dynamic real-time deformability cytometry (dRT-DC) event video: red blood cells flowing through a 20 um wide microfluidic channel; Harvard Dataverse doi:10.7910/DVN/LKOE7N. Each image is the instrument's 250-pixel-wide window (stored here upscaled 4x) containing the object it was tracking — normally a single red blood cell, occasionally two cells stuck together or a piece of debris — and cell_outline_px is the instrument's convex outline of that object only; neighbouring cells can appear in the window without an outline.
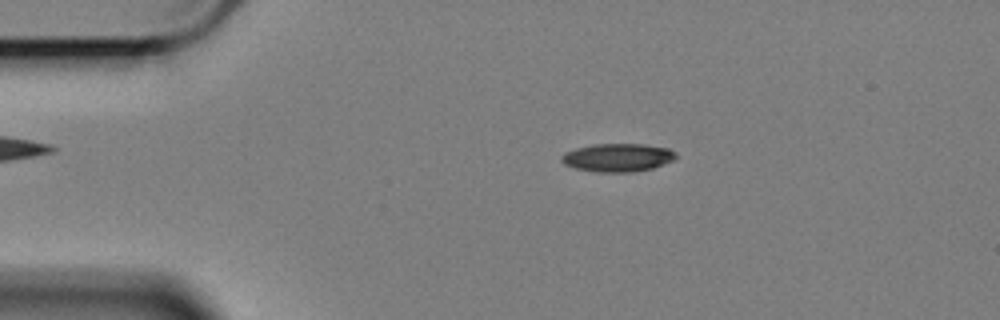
{"species": "Egyptian fruit bat (a non-hibernating species)", "species_latin": "Rousettus aegyptiacus", "temperature_condition": "cold", "stored_images_in_passage": 58, "camera_frame_rate_fps": 3000, "um_per_image_px": 0.085, "animal": {"sex": "female"}, "frame": {"image": 1, "passage_image": 11, "time_ms": 3.333, "image_size_px": [1000, 320], "cell_outline_px": [[676, 156], [672, 160], [652, 168], [636, 172], [596, 172], [576, 168], [564, 164], [560, 160], [560, 156], [564, 152], [576, 148], [592, 144], [644, 144], [668, 148], [676, 152]], "centroid_in_image_um": [52.47, 13.39], "position_along_channel_um": 32.5, "area_um2": 18.84}}
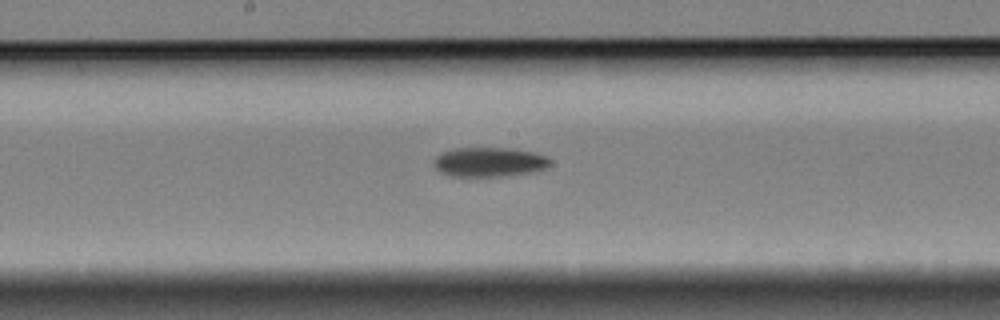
{"frame": {"image": 2, "passage_image": 30, "time_ms": 9.667, "image_size_px": [1000, 320], "cell_outline_px": [[552, 164], [544, 168], [528, 172], [508, 176], [448, 176], [440, 172], [432, 164], [432, 160], [436, 156], [444, 152], [456, 148], [512, 148], [532, 152], [548, 156], [552, 160]], "centroid_in_image_um": [41.57, 13.77], "position_along_channel_um": 206.6, "area_um2": 20.06}}
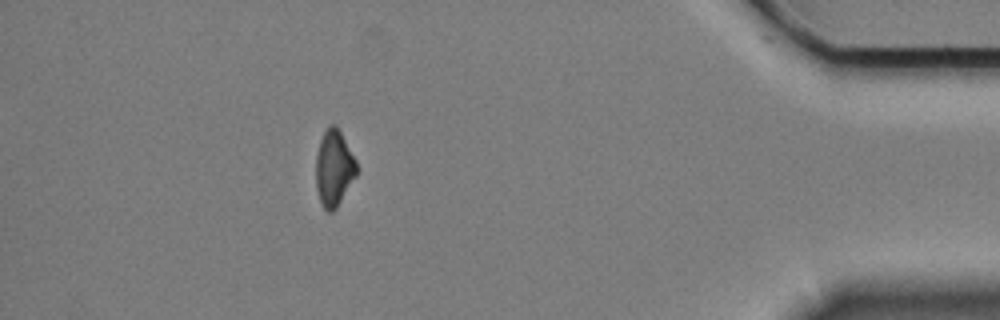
{"frame": {"image": 3, "passage_image": 52, "time_ms": 17.0, "image_size_px": [1000, 320], "cell_outline_px": [[356, 176], [336, 208], [332, 212], [328, 212], [320, 204], [316, 188], [316, 156], [320, 140], [324, 132], [332, 124], [336, 124], [356, 160]], "centroid_in_image_um": [28.37, 14.31], "position_along_channel_um": 406.8, "area_um2": 17.92}, "authors_computed_cell_mechanics": {"area_um2": 18.8717, "velocity_mm_per_s": 3.3989, "shape_relaxation_time_tau1_ms": 4.4399, "shape_relaxation_time_tau2_ms": null, "deformation_change_tau1": 0.139, "deformation_change_tau2": null}}